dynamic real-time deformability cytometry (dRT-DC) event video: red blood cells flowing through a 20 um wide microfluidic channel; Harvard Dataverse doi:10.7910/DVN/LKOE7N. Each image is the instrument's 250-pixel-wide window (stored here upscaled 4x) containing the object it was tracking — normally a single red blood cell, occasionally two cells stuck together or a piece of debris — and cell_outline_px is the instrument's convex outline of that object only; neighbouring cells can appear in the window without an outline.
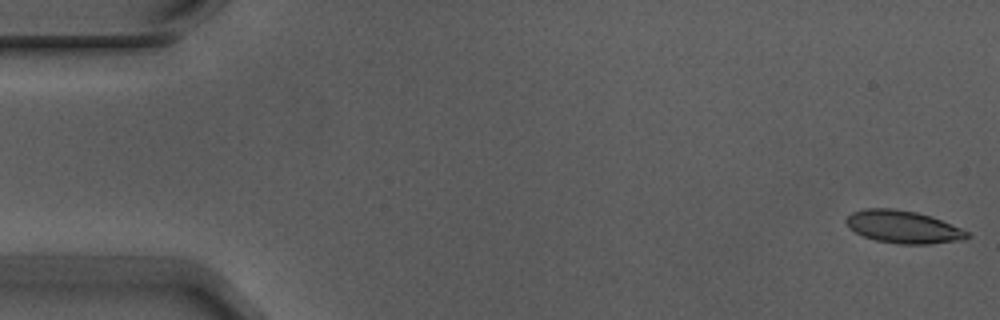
{"species": "Egyptian fruit bat (a non-hibernating species)", "species_latin": "Rousettus aegyptiacus", "temperature_condition": "warm", "stored_images_in_passage": 6, "segment_of_instrument_passage": [1, 2], "camera_frame_rate_fps": 3000, "um_per_image_px": 0.085, "animal": {"sex": "male"}, "frame": {"image": 1, "passage_image": 1, "time_ms": 0.0, "image_size_px": [1000, 320], "cell_outline_px": [[972, 236], [964, 240], [928, 244], [900, 244], [876, 240], [864, 236], [848, 228], [844, 220], [852, 212], [864, 208], [896, 208], [916, 212], [932, 216], [960, 228], [968, 232]], "centroid_in_image_um": [76.77, 19.28], "position_along_channel_um": 8.2, "area_um2": 23.12}}
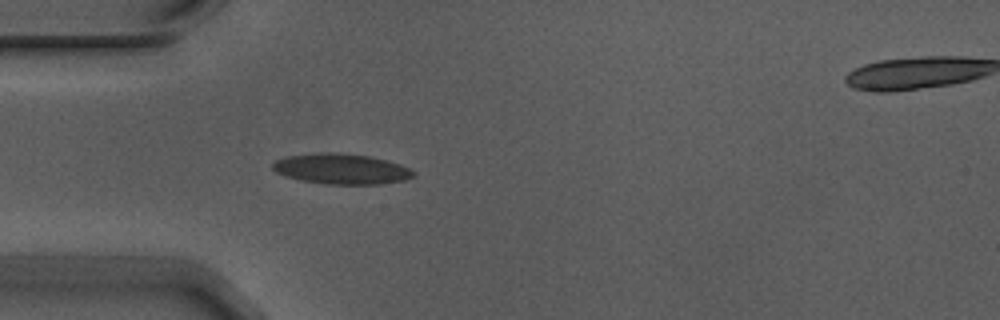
{"frame": {"image": 2, "passage_image": 5, "time_ms": 1.333, "image_size_px": [1000, 320], "cell_outline_px": [[416, 176], [404, 180], [380, 184], [324, 184], [300, 180], [284, 176], [276, 172], [272, 168], [272, 164], [276, 160], [284, 156], [324, 152], [332, 152], [368, 156], [400, 164], [416, 172]], "centroid_in_image_um": [28.99, 14.36], "position_along_channel_um": 56.0, "area_um2": 24.97}}